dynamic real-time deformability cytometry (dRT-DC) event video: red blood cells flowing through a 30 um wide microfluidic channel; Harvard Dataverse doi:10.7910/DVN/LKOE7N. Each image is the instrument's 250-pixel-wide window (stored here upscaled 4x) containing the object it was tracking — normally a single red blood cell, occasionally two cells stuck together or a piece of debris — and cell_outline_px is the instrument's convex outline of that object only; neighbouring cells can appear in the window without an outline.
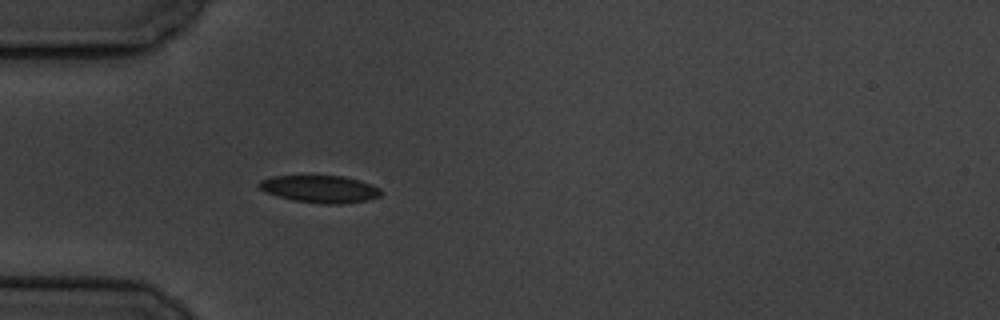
{"species": "common noctule bat (a hibernating species)", "species_latin": "Nyctalus noctula", "temperature_condition": "cold", "stored_images_in_passage": 4, "camera_frame_rate_fps": 3000, "um_per_image_px": 0.085, "animal": {"sex": "male", "body_mass_g": 19.5, "forearm_length_mm": 54.6}, "frame": {"image": 1, "passage_image": 4, "time_ms": 4.333, "image_size_px": [1000, 320], "cell_outline_px": [[384, 192], [380, 196], [368, 200], [340, 204], [324, 204], [292, 200], [276, 196], [264, 192], [256, 184], [260, 180], [272, 176], [344, 176], [360, 180], [372, 184], [380, 188]], "centroid_in_image_um": [27.21, 16.07], "position_along_channel_um": 57.8, "area_um2": 19.65}}